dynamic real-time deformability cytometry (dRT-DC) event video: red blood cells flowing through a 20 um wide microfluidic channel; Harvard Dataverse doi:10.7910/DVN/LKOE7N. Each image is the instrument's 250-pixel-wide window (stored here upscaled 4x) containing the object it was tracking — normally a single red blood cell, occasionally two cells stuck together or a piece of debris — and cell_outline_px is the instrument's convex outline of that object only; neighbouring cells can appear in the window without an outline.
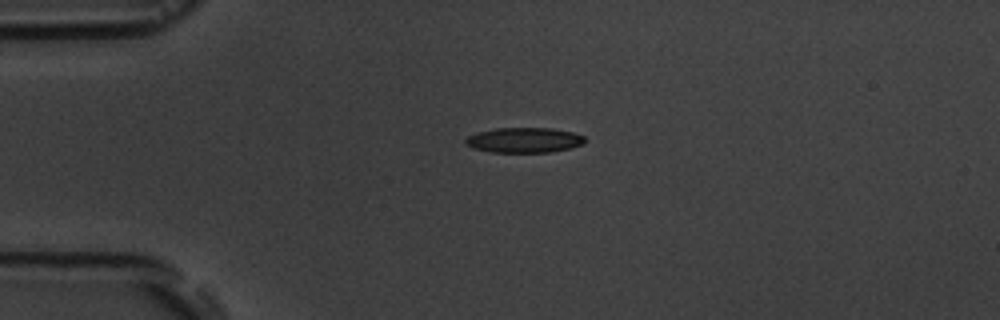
{"species": "common noctule bat (a hibernating species)", "species_latin": "Nyctalus noctula", "temperature_condition": "room temperature", "stored_images_in_passage": 2, "camera_frame_rate_fps": 3000, "um_per_image_px": 0.085, "animal": {"sex": "male", "body_mass_g": 19.5, "forearm_length_mm": 54.6}, "frame": {"image": 1, "passage_image": 1, "time_ms": 0.0, "image_size_px": [1000, 320], "cell_outline_px": [[584, 144], [572, 148], [552, 152], [488, 152], [464, 144], [464, 140], [468, 136], [476, 132], [496, 128], [552, 128], [572, 132], [584, 136]], "centroid_in_image_um": [44.55, 11.91], "position_along_channel_um": 40.4, "area_um2": 17.57}}